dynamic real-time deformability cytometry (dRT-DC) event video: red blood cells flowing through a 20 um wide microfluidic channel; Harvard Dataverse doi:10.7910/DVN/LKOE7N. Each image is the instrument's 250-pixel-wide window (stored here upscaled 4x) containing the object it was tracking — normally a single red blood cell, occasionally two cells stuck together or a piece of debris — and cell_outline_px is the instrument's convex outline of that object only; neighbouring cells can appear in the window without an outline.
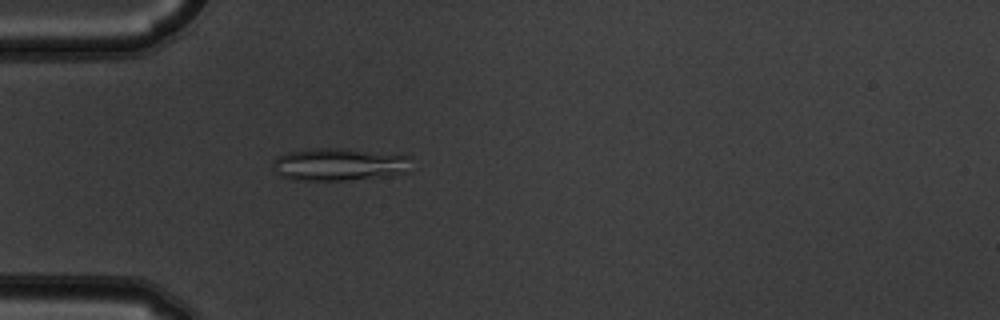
{"species": "common noctule bat (a hibernating species)", "species_latin": "Nyctalus noctula", "temperature_condition": "warm", "stored_images_in_passage": 1, "camera_frame_rate_fps": 3000, "um_per_image_px": 0.085, "animal": {"sex": "male", "body_mass_g": 19.5, "forearm_length_mm": 54.6}, "frame": {"image": 1, "passage_image": 1, "time_ms": 0.0, "image_size_px": [1000, 320], "cell_outline_px": [[412, 172], [392, 176], [344, 180], [292, 180], [280, 176], [272, 168], [272, 164], [280, 156], [288, 152], [304, 148], [352, 148], [412, 156]], "centroid_in_image_um": [28.93, 13.97], "position_along_channel_um": 56.1, "area_um2": 27.17}}